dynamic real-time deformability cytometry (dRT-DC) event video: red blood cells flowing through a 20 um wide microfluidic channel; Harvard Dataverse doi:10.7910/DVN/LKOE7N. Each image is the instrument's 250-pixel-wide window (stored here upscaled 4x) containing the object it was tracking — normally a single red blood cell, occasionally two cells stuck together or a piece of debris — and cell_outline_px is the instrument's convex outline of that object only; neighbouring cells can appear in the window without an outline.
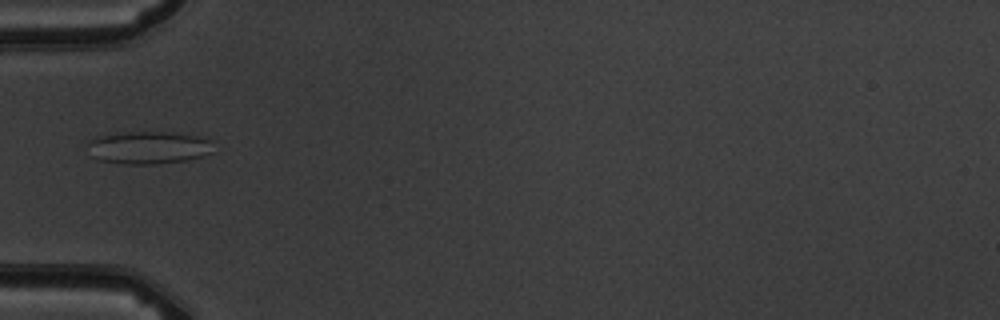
{"species": "common noctule bat (a hibernating species)", "species_latin": "Nyctalus noctula", "temperature_condition": "warm", "stored_images_in_passage": 5, "camera_frame_rate_fps": 3000, "um_per_image_px": 0.085, "animal": {"sex": "male", "body_mass_g": 19.5, "forearm_length_mm": 54.6}, "frame": {"image": 1, "passage_image": 4, "time_ms": 4.333, "image_size_px": [1000, 320], "cell_outline_px": [[212, 152], [204, 156], [188, 160], [156, 164], [124, 164], [100, 160], [92, 156], [84, 144], [88, 140], [100, 136], [132, 132], [172, 132], [204, 136], [208, 140]], "centroid_in_image_um": [12.6, 12.55], "position_along_channel_um": 72.4, "area_um2": 24.04}}
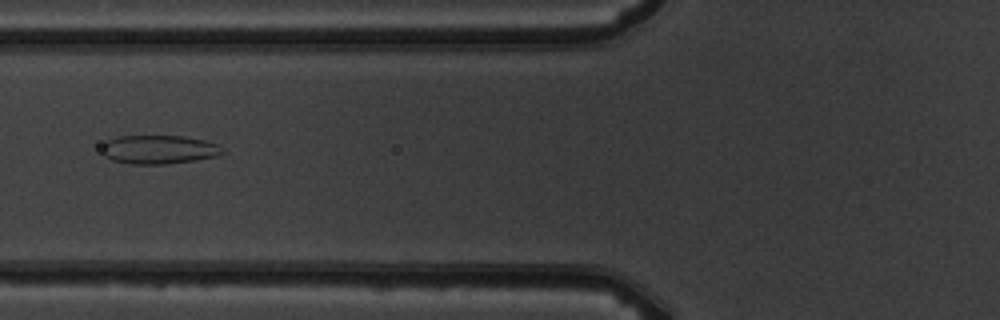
{"frame": {"image": 2, "passage_image": 5, "time_ms": 5.333, "image_size_px": [1000, 320], "cell_outline_px": [[224, 152], [216, 156], [196, 160], [164, 164], [132, 164], [112, 160], [104, 156], [100, 148], [108, 140], [120, 136], [184, 136], [204, 140], [216, 144], [224, 148]], "centroid_in_image_um": [13.5, 12.71], "position_along_channel_um": 112.3, "area_um2": 20.17}}